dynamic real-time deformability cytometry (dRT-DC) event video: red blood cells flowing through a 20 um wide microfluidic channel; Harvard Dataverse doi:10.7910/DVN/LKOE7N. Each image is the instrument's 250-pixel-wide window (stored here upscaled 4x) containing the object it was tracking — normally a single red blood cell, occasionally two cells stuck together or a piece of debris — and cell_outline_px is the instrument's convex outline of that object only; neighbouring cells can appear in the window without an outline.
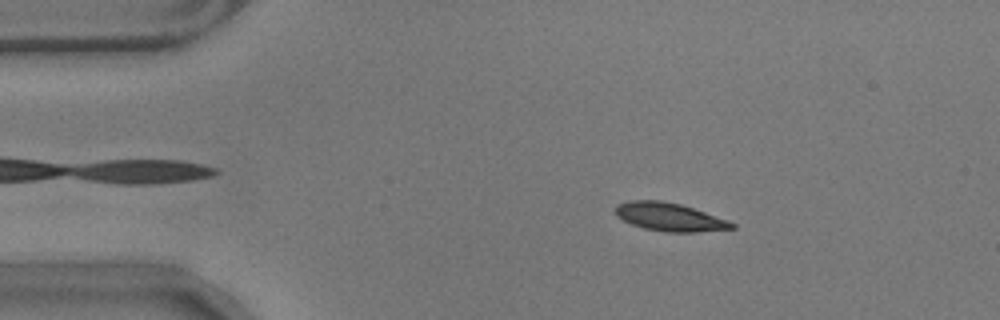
{"species": "common noctule bat (a hibernating species)", "species_latin": "Nyctalus noctula", "temperature_condition": "warm", "stored_images_in_passage": 35, "camera_frame_rate_fps": 3000, "um_per_image_px": 0.085, "animal": {"sex": "male", "body_mass_g": 17.9}, "frame": {"image": 1, "passage_image": 9, "time_ms": 2.667, "image_size_px": [1000, 320], "cell_outline_px": [[736, 228], [696, 232], [664, 232], [644, 228], [632, 224], [616, 216], [612, 212], [616, 204], [632, 200], [660, 200], [680, 204], [728, 220], [736, 224]], "centroid_in_image_um": [56.87, 18.44], "position_along_channel_um": 28.1, "area_um2": 19.19}}
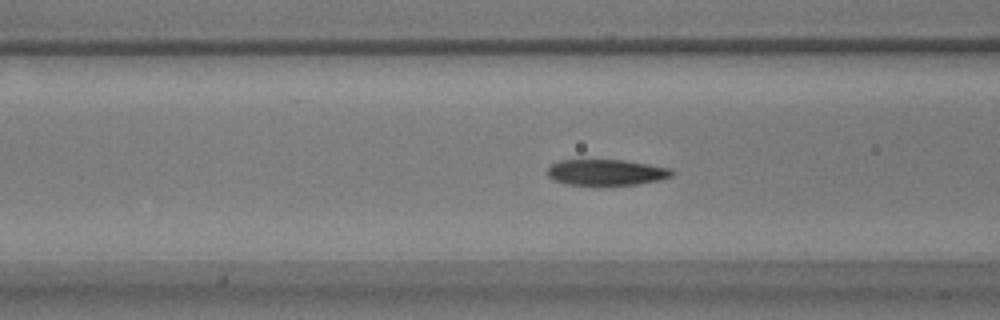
{"frame": {"image": 2, "passage_image": 21, "time_ms": 6.667, "image_size_px": [1000, 320], "cell_outline_px": [[676, 172], [672, 176], [660, 180], [636, 184], [568, 184], [556, 180], [548, 176], [544, 172], [552, 164], [560, 160], [624, 160], [672, 168]], "centroid_in_image_um": [51.57, 14.63], "position_along_channel_um": 115.0, "area_um2": 18.67}}
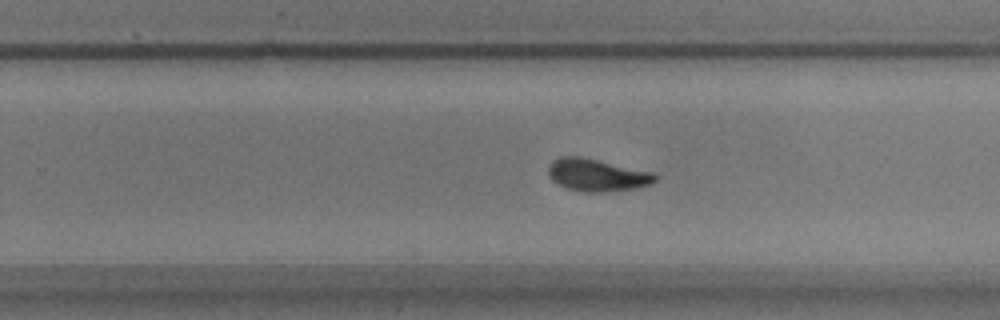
{"frame": {"image": 3, "passage_image": 35, "time_ms": 11.333, "image_size_px": [1000, 320], "cell_outline_px": [[656, 180], [652, 184], [632, 188], [600, 192], [580, 192], [564, 188], [556, 184], [548, 176], [548, 164], [552, 160], [560, 156], [580, 156], [652, 172], [656, 176]], "centroid_in_image_um": [50.65, 14.88], "position_along_channel_um": 279.1, "area_um2": 20.23}}